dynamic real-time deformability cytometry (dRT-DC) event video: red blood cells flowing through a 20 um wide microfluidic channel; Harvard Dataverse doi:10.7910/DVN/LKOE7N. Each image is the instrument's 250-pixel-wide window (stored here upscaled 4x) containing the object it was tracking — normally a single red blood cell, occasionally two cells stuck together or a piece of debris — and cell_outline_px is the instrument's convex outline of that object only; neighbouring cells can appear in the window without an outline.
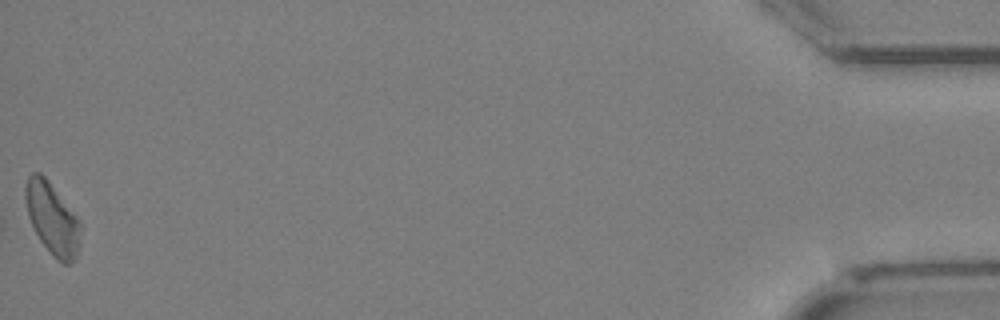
{"species": "Egyptian fruit bat (a non-hibernating species)", "species_latin": "Rousettus aegyptiacus", "temperature_condition": "cold", "stored_images_in_passage": 23, "camera_frame_rate_fps": 3000, "um_per_image_px": 0.085, "animal": {"sex": "female"}, "frame": {"image": 1, "passage_image": 23, "time_ms": 7.333, "image_size_px": [1000, 320], "cell_outline_px": [[80, 244], [76, 256], [72, 264], [64, 264], [56, 260], [40, 240], [28, 216], [24, 196], [24, 188], [28, 176], [32, 172], [40, 172], [48, 180], [76, 216], [80, 224]], "centroid_in_image_um": [4.43, 18.59], "position_along_channel_um": 430.8, "area_um2": 22.95}}